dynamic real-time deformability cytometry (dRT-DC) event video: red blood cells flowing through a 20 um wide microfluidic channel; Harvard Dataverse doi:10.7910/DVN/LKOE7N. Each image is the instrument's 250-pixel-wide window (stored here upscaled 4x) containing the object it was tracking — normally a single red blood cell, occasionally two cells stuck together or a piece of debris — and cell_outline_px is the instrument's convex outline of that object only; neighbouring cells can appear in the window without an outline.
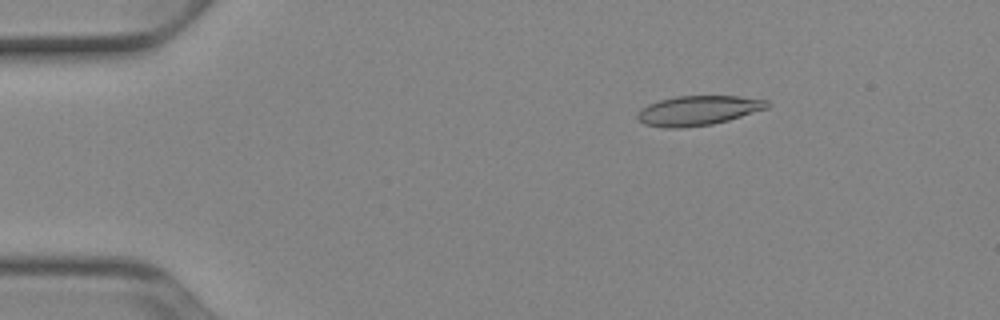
{"species": "Egyptian fruit bat (a non-hibernating species)", "species_latin": "Rousettus aegyptiacus", "temperature_condition": "cold", "stored_images_in_passage": 51, "camera_frame_rate_fps": 3000, "um_per_image_px": 0.085, "animal": {"sex": "female"}, "frame": {"image": 1, "passage_image": 8, "time_ms": 2.333, "image_size_px": [1000, 320], "cell_outline_px": [[772, 104], [768, 108], [728, 120], [712, 124], [680, 128], [664, 128], [644, 124], [636, 116], [636, 112], [640, 108], [648, 104], [660, 100], [676, 96], [740, 96], [768, 100]], "centroid_in_image_um": [59.34, 9.39], "position_along_channel_um": 25.7, "area_um2": 22.54}}
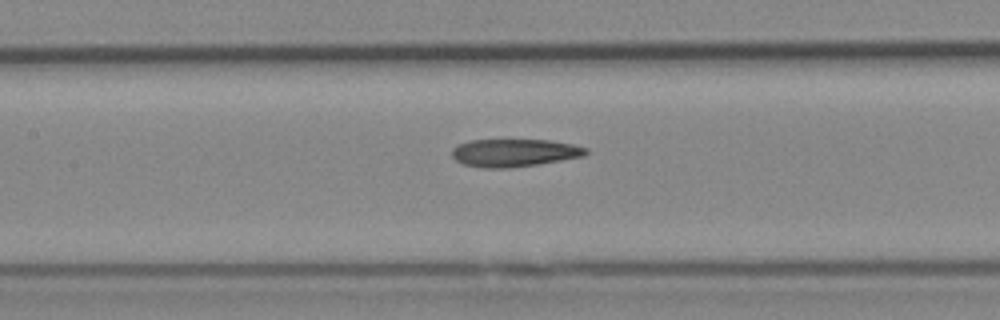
{"frame": {"image": 2, "passage_image": 24, "time_ms": 7.667, "image_size_px": [1000, 320], "cell_outline_px": [[588, 152], [584, 156], [536, 164], [508, 168], [484, 168], [464, 164], [456, 160], [452, 156], [452, 148], [456, 144], [468, 140], [548, 140], [572, 144], [588, 148]], "centroid_in_image_um": [43.68, 12.98], "position_along_channel_um": 163.7, "area_um2": 21.62}}
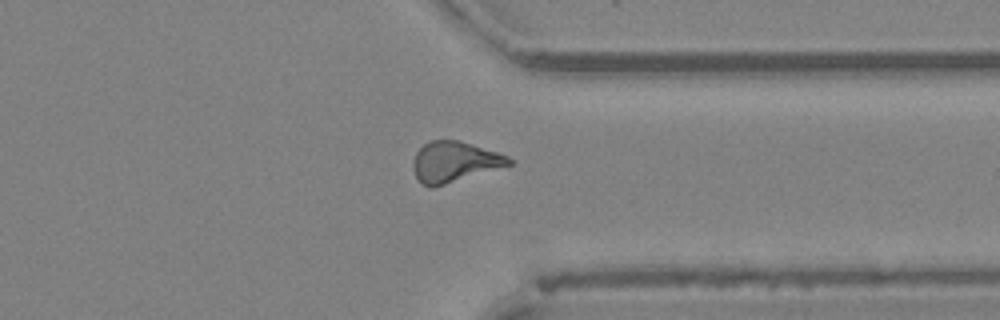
{"frame": {"image": 3, "passage_image": 40, "time_ms": 13.0, "image_size_px": [1000, 320], "cell_outline_px": [[512, 164], [432, 188], [428, 188], [416, 180], [412, 168], [412, 164], [416, 152], [424, 144], [432, 140], [460, 140], [508, 156], [512, 160]], "centroid_in_image_um": [38.57, 13.77], "position_along_channel_um": 372.8, "area_um2": 22.6}, "authors_computed_cell_mechanics": {"area_um2": 22.253, "velocity_mm_per_s": 3.9397, "shape_relaxation_time_tau1_ms": 8.6686, "shape_relaxation_time_tau2_ms": 3.2901, "deformation_change_tau1": 0.2144, "deformation_change_tau2": 0.1311}}